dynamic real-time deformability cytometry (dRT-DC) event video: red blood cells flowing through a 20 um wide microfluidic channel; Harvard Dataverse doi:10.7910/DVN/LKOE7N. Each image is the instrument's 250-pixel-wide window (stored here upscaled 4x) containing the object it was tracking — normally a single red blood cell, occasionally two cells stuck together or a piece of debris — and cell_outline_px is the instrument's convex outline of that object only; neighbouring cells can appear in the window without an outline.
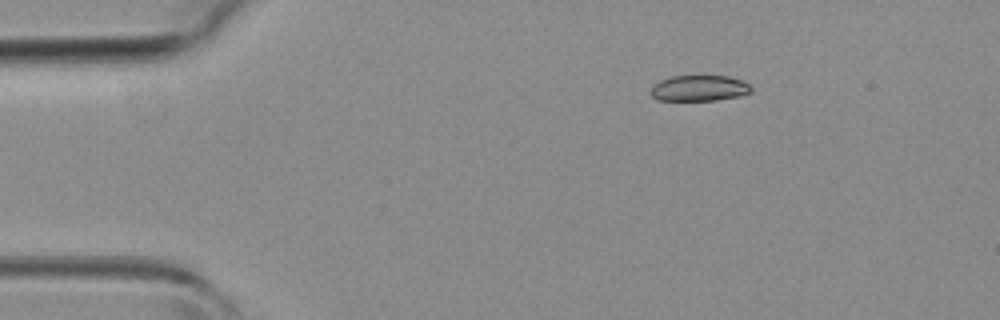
{"species": "common noctule bat (a hibernating species)", "species_latin": "Nyctalus noctula", "temperature_condition": "room temperature", "stored_images_in_passage": 39, "camera_frame_rate_fps": 3000, "um_per_image_px": 0.085, "animal": {"sex": "female", "body_mass_g": 19.3, "forearm_length_mm": 54.1}, "frame": {"image": 1, "passage_image": 1, "time_ms": 0.0, "image_size_px": [1000, 320], "cell_outline_px": [[752, 92], [740, 96], [716, 100], [656, 100], [648, 92], [660, 80], [672, 76], [728, 76], [744, 80], [752, 88]], "centroid_in_image_um": [59.45, 7.5], "position_along_channel_um": 25.5, "area_um2": 15.2}}
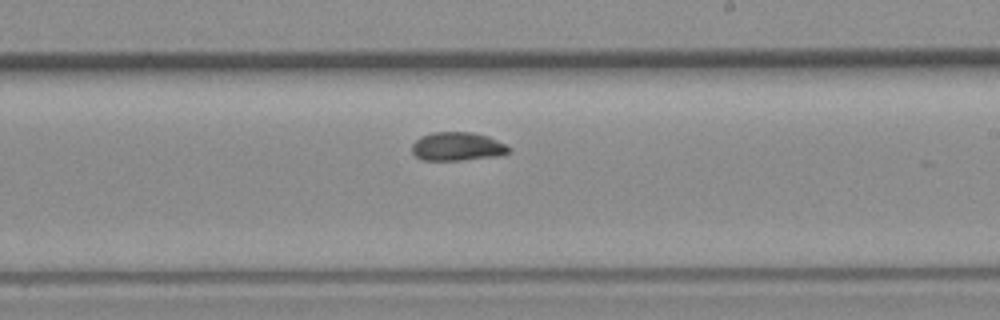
{"frame": {"image": 2, "passage_image": 20, "time_ms": 6.333, "image_size_px": [1000, 320], "cell_outline_px": [[512, 148], [504, 156], [460, 160], [420, 160], [412, 152], [412, 144], [420, 136], [432, 132], [472, 132], [488, 136]], "centroid_in_image_um": [38.88, 12.46], "position_along_channel_um": 250.1, "area_um2": 16.3}}
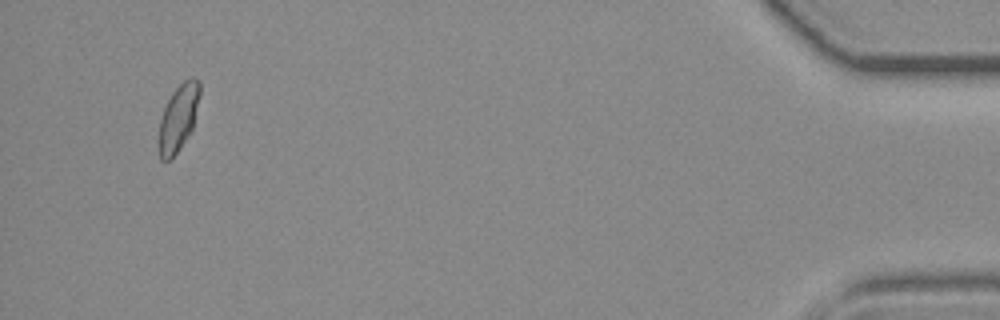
{"frame": {"image": 3, "passage_image": 37, "time_ms": 12.0, "image_size_px": [1000, 320], "cell_outline_px": [[200, 92], [192, 128], [188, 136], [176, 152], [168, 160], [160, 160], [160, 120], [164, 108], [172, 92], [184, 80], [192, 76], [196, 76], [200, 80]], "centroid_in_image_um": [15.19, 9.92], "position_along_channel_um": 420.0, "area_um2": 15.43}}